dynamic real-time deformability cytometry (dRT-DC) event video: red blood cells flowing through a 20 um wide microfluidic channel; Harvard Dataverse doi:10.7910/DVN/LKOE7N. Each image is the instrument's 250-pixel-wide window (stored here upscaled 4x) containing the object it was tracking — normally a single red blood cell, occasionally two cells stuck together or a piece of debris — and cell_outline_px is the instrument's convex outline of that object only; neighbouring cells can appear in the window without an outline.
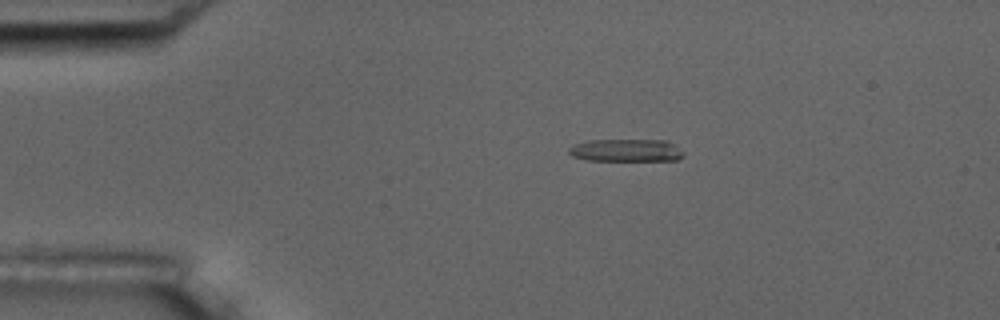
{"species": "common noctule bat (a hibernating species)", "species_latin": "Nyctalus noctula", "temperature_condition": "room temperature", "stored_images_in_passage": 3, "camera_frame_rate_fps": 3000, "um_per_image_px": 0.085, "animal": {"sex": "male", "body_mass_g": 17.5, "forearm_length_mm": 52.3}, "frame": {"image": 1, "passage_image": 1, "time_ms": 0.0, "image_size_px": [1000, 320], "cell_outline_px": [[684, 156], [680, 160], [584, 160], [572, 156], [568, 152], [568, 148], [576, 144], [588, 140], [668, 140], [684, 152]], "centroid_in_image_um": [53.24, 12.78], "position_along_channel_um": 31.8, "area_um2": 15.14}}